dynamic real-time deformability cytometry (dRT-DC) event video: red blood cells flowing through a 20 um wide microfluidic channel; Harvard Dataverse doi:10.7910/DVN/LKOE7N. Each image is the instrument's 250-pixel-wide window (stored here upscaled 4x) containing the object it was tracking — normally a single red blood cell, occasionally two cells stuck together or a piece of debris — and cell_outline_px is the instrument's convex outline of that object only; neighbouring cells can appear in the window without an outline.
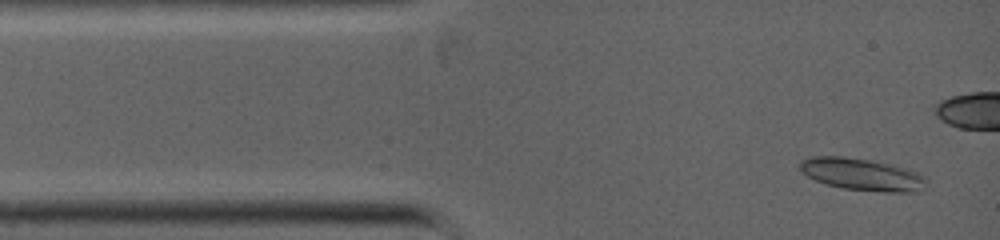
{"species": "common noctule bat (a hibernating species)", "species_latin": "Nyctalus noctula", "temperature_condition": "warm", "stored_images_in_passage": 3, "camera_frame_rate_fps": 5000, "um_per_image_px": 0.085, "animal": {"sex": "female", "body_mass_g": 19.0, "forearm_length_mm": 53.3}, "frame": {"image": 1, "passage_image": 3, "time_ms": 0.4, "image_size_px": [1000, 240], "cell_outline_px": [[928, 184], [924, 188], [916, 192], [884, 192], [844, 188], [828, 184], [816, 180], [808, 176], [800, 168], [800, 160], [812, 156], [844, 156], [868, 160], [904, 168], [920, 172], [924, 176]], "centroid_in_image_um": [73.31, 14.83], "position_along_channel_um": 11.7, "area_um2": 23.47}}